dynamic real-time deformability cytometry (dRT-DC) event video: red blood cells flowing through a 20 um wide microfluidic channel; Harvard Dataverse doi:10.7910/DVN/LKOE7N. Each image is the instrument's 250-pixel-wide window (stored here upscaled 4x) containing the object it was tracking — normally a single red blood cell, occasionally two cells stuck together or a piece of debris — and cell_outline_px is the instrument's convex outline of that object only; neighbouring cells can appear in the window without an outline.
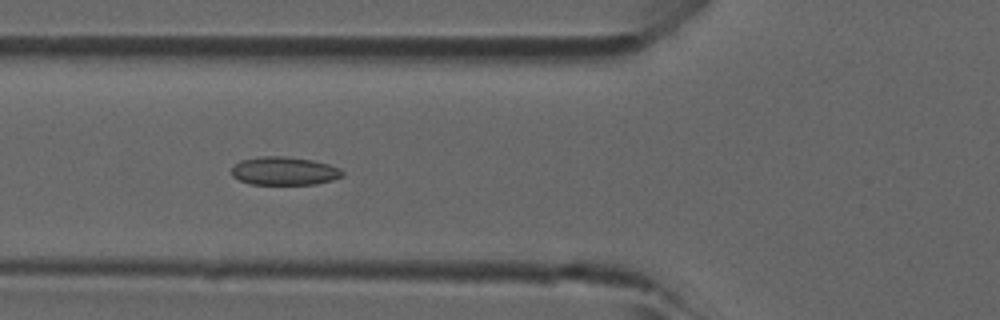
{"species": "common noctule bat (a hibernating species)", "species_latin": "Nyctalus noctula", "temperature_condition": "room temperature", "stored_images_in_passage": 7, "camera_frame_rate_fps": 3000, "um_per_image_px": 0.085, "animal": {"sex": "male", "forearm_length_mm": 52.5}, "frame": {"image": 1, "passage_image": 5, "time_ms": 1.333, "image_size_px": [1000, 320], "cell_outline_px": [[344, 176], [332, 180], [316, 184], [252, 184], [240, 180], [232, 176], [232, 168], [240, 160], [260, 156], [284, 156], [312, 160], [328, 164], [340, 168], [344, 172]], "centroid_in_image_um": [24.18, 14.53], "position_along_channel_um": 101.6, "area_um2": 18.26}}
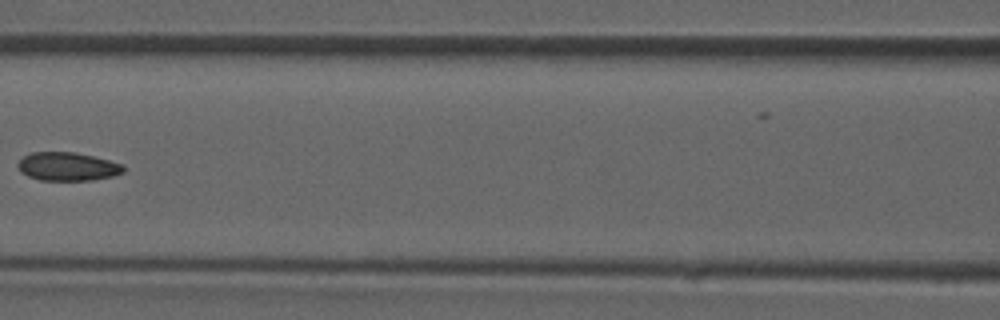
{"frame": {"image": 2, "passage_image": 6, "time_ms": 1.667, "image_size_px": [1000, 320], "cell_outline_px": [[124, 172], [112, 176], [92, 180], [40, 180], [28, 176], [20, 172], [16, 164], [24, 156], [32, 152], [76, 152], [124, 164]], "centroid_in_image_um": [5.73, 14.15], "position_along_channel_um": 160.9, "area_um2": 17.51}}